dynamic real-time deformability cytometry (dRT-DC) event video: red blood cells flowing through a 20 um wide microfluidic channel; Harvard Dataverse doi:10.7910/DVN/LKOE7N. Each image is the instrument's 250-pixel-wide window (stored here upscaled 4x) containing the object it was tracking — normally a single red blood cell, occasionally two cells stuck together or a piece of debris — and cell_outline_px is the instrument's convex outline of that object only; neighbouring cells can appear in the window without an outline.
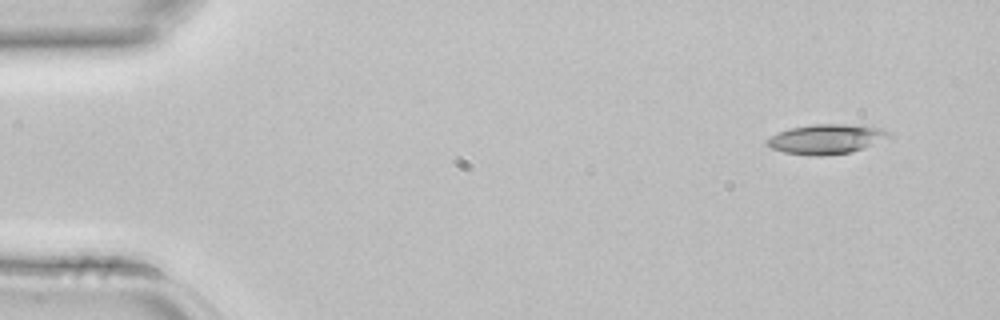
{"species": "common noctule bat (a hibernating species)", "species_latin": "Nyctalus noctula", "temperature_condition": "room temperature", "stored_images_in_passage": 3, "camera_frame_rate_fps": 3000, "um_per_image_px": 0.085, "animal": {"sex": "female", "body_mass_g": 22.7, "forearm_length_mm": 54.2}, "frame": {"image": 1, "passage_image": 1, "time_ms": 0.0, "image_size_px": [1000, 320], "cell_outline_px": [[888, 136], [864, 148], [852, 152], [824, 156], [816, 156], [784, 152], [772, 148], [764, 144], [764, 140], [788, 128], [812, 124], [872, 124], [888, 132]], "centroid_in_image_um": [70.21, 11.8], "position_along_channel_um": 14.8, "area_um2": 21.21}}